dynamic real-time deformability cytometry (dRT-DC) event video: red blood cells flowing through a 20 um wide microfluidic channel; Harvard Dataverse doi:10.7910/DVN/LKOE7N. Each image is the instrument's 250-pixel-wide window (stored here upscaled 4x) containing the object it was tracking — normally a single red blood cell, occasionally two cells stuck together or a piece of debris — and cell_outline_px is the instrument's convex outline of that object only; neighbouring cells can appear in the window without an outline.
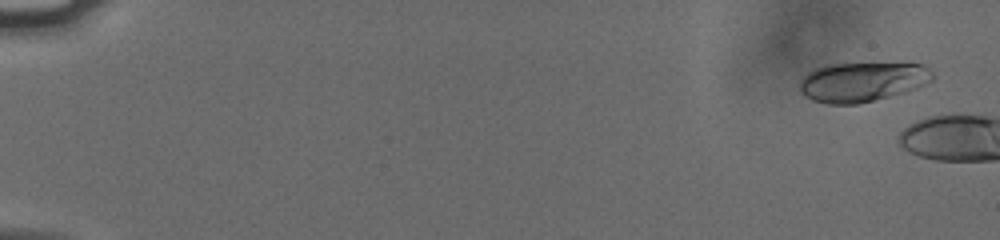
{"species": "human", "species_latin": "Homo sapiens", "temperature_condition": "cold", "stored_images_in_passage": 6, "camera_frame_rate_fps": 3000, "um_per_image_px": 0.085, "donor": {"sex": "male"}, "frame": {"image": 1, "passage_image": 3, "time_ms": 0.667, "image_size_px": [1000, 240], "cell_outline_px": [[932, 80], [916, 88], [904, 92], [856, 104], [828, 104], [812, 100], [804, 96], [800, 92], [800, 80], [808, 72], [816, 68], [828, 64], [924, 64], [932, 72]], "centroid_in_image_um": [73.25, 6.96], "position_along_channel_um": 11.8, "area_um2": 30.23}}